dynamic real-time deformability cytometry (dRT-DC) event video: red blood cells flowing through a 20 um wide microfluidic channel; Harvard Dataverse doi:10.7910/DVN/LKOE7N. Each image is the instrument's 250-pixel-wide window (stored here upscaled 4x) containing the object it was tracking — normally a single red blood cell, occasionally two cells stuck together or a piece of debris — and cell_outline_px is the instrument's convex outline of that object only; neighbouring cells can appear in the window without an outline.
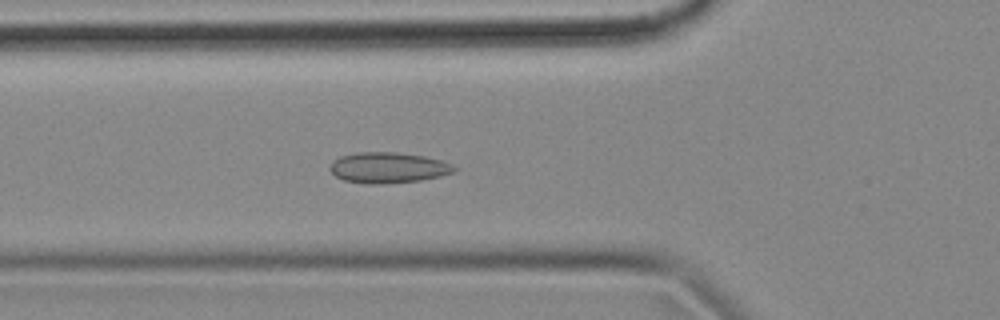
{"species": "common noctule bat (a hibernating species)", "species_latin": "Nyctalus noctula", "temperature_condition": "cold", "stored_images_in_passage": 56, "camera_frame_rate_fps": 3000, "um_per_image_px": 0.085, "animal": {"sex": "female", "body_mass_g": 18.4}, "frame": {"image": 1, "passage_image": 19, "time_ms": 6.0, "image_size_px": [1000, 320], "cell_outline_px": [[456, 172], [440, 176], [420, 180], [380, 184], [364, 184], [344, 180], [336, 176], [328, 168], [332, 160], [340, 156], [356, 152], [396, 152], [424, 156], [440, 160], [452, 164], [456, 168]], "centroid_in_image_um": [32.96, 14.25], "position_along_channel_um": 92.8, "area_um2": 22.37}}
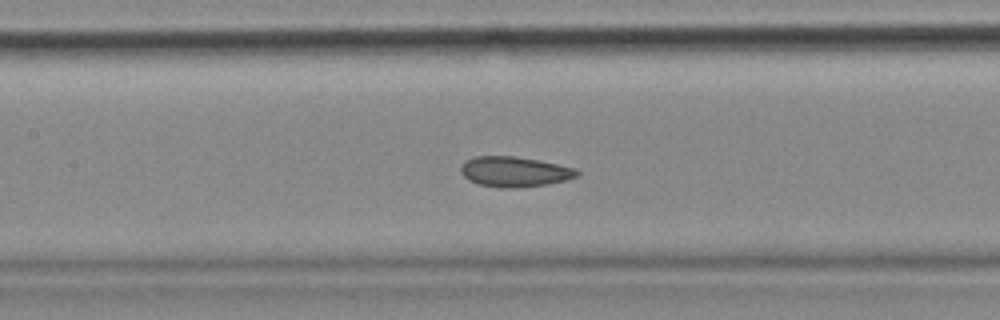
{"frame": {"image": 2, "passage_image": 25, "time_ms": 8.0, "image_size_px": [1000, 320], "cell_outline_px": [[580, 172], [576, 176], [568, 180], [548, 184], [516, 188], [500, 188], [480, 184], [468, 180], [460, 172], [460, 168], [464, 160], [476, 156], [512, 156], [536, 160], [576, 168]], "centroid_in_image_um": [43.71, 14.6], "position_along_channel_um": 163.7, "area_um2": 20.46}}
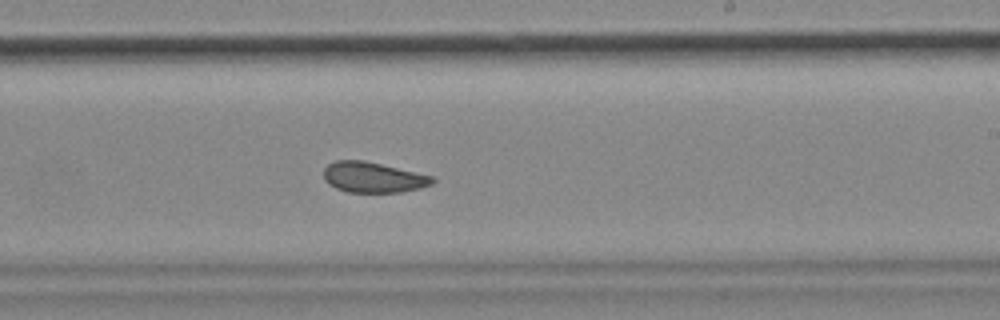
{"frame": {"image": 3, "passage_image": 33, "time_ms": 10.667, "image_size_px": [1000, 320], "cell_outline_px": [[436, 180], [432, 184], [420, 188], [400, 192], [348, 192], [336, 188], [328, 184], [324, 180], [324, 168], [328, 164], [336, 160], [364, 160], [432, 176]], "centroid_in_image_um": [31.69, 15.07], "position_along_channel_um": 257.3, "area_um2": 19.25}, "authors_computed_cell_mechanics": {"area_um2": 20.5479, "velocity_mm_per_s": 3.5309, "shape_relaxation_time_tau1_ms": null, "shape_relaxation_time_tau2_ms": 2.8122, "deformation_change_tau1": null, "deformation_change_tau2": 0.0479}}